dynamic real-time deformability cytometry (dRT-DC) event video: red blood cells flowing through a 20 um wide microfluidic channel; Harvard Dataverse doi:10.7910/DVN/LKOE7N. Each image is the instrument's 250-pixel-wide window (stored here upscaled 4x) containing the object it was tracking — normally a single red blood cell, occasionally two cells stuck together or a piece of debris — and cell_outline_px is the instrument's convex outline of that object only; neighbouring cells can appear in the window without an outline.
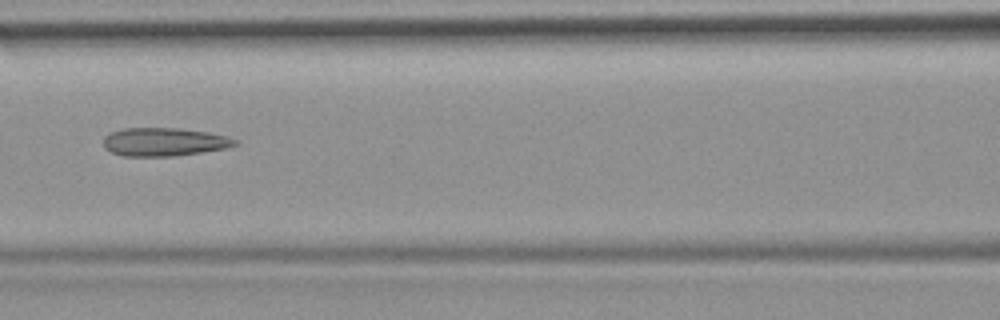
{"species": "common noctule bat (a hibernating species)", "species_latin": "Nyctalus noctula", "temperature_condition": "room temperature", "stored_images_in_passage": 5, "camera_frame_rate_fps": 3000, "um_per_image_px": 0.085, "animal": {"sex": "female", "body_mass_g": 19.9}, "frame": {"image": 1, "passage_image": 5, "time_ms": 4.667, "image_size_px": [1000, 320], "cell_outline_px": [[240, 144], [228, 148], [172, 156], [124, 156], [112, 152], [104, 148], [104, 136], [112, 132], [124, 128], [176, 128], [208, 132], [228, 136], [236, 140]], "centroid_in_image_um": [13.97, 12.06], "position_along_channel_um": 152.6, "area_um2": 21.68}}